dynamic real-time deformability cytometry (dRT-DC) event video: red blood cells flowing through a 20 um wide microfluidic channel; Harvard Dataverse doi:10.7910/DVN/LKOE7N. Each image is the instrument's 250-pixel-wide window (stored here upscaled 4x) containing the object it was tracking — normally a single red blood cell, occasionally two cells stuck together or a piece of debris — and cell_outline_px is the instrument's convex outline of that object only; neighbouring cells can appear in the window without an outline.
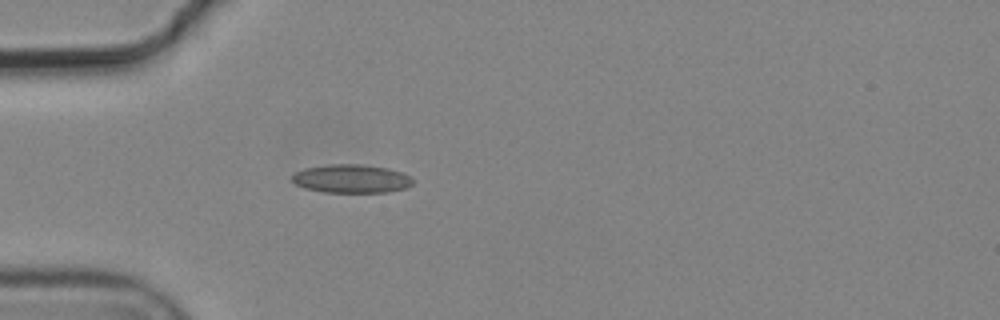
{"species": "common noctule bat (a hibernating species)", "species_latin": "Nyctalus noctula", "temperature_condition": "cold", "stored_images_in_passage": 1, "camera_frame_rate_fps": 3000, "um_per_image_px": 0.085, "animal": {"sex": "male", "body_mass_g": 19.2, "forearm_length_mm": 51.8}, "frame": {"image": 1, "passage_image": 1, "time_ms": 0.0, "image_size_px": [1000, 320], "cell_outline_px": [[412, 184], [404, 188], [388, 192], [324, 192], [304, 188], [296, 184], [292, 180], [292, 176], [296, 172], [304, 168], [328, 164], [360, 164], [388, 168], [400, 172], [408, 176], [412, 180]], "centroid_in_image_um": [29.83, 15.18], "position_along_channel_um": 55.2, "area_um2": 19.88}}